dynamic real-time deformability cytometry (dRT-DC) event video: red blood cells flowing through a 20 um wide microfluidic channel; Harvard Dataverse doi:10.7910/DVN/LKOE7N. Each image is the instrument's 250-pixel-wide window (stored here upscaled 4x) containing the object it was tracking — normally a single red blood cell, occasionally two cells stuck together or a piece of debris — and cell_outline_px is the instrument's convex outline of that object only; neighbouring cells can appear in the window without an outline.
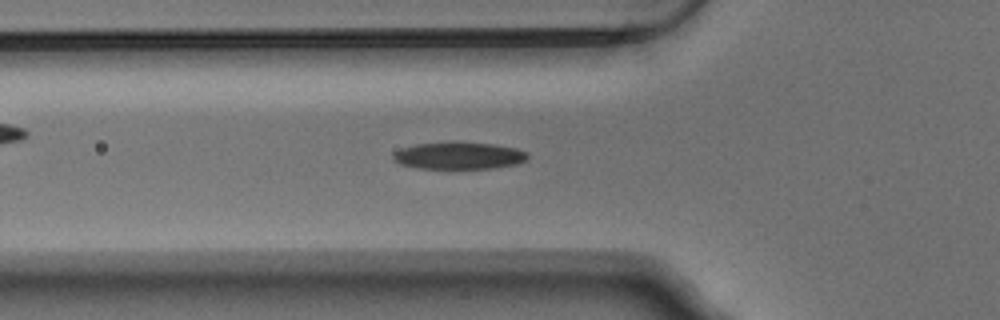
{"species": "Egyptian fruit bat (a non-hibernating species)", "species_latin": "Rousettus aegyptiacus", "temperature_condition": "warm", "stored_images_in_passage": 32, "camera_frame_rate_fps": 3000, "um_per_image_px": 0.085, "animal": {"sex": "male"}, "frame": {"image": 1, "passage_image": 2, "time_ms": 0.333, "image_size_px": [1000, 320], "cell_outline_px": [[528, 156], [524, 160], [516, 164], [492, 168], [416, 168], [400, 164], [392, 160], [392, 152], [400, 148], [416, 144], [492, 144], [516, 148], [528, 152]], "centroid_in_image_um": [38.95, 13.26], "position_along_channel_um": 86.8, "area_um2": 20.58}}
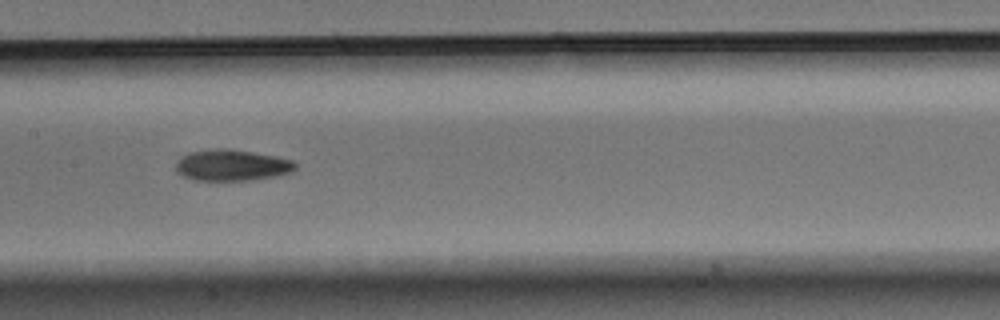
{"frame": {"image": 2, "passage_image": 10, "time_ms": 3.0, "image_size_px": [1000, 320], "cell_outline_px": [[296, 168], [292, 172], [276, 176], [252, 180], [192, 180], [176, 172], [176, 164], [188, 152], [216, 148], [228, 148], [276, 156], [292, 160], [296, 164]], "centroid_in_image_um": [19.72, 14.04], "position_along_channel_um": 187.7, "area_um2": 21.73}}
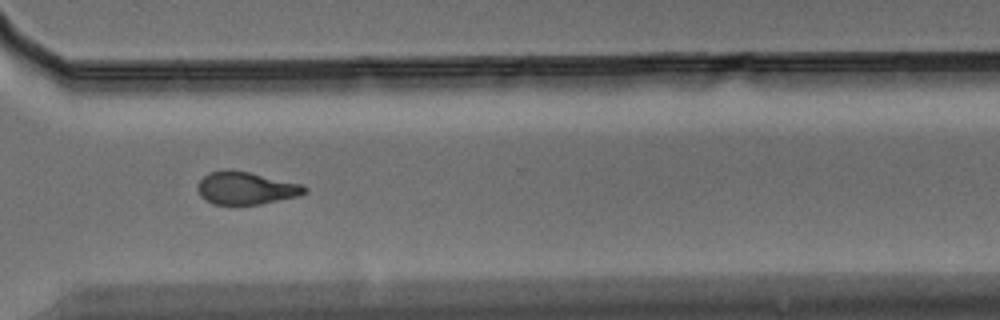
{"frame": {"image": 3, "passage_image": 23, "time_ms": 7.333, "image_size_px": [1000, 320], "cell_outline_px": [[308, 192], [300, 196], [260, 204], [212, 204], [204, 200], [200, 196], [196, 188], [200, 180], [208, 172], [224, 168], [228, 168], [248, 172], [304, 184], [308, 188]], "centroid_in_image_um": [20.9, 15.98], "position_along_channel_um": 349.7, "area_um2": 20.75}}